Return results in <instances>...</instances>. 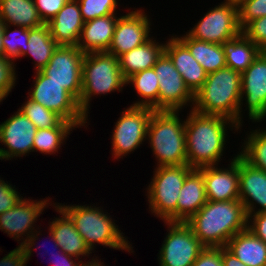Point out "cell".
<instances>
[{
	"label": "cell",
	"instance_id": "cell-41",
	"mask_svg": "<svg viewBox=\"0 0 266 266\" xmlns=\"http://www.w3.org/2000/svg\"><path fill=\"white\" fill-rule=\"evenodd\" d=\"M21 198L15 185L12 187L8 182L0 179V215L14 207Z\"/></svg>",
	"mask_w": 266,
	"mask_h": 266
},
{
	"label": "cell",
	"instance_id": "cell-22",
	"mask_svg": "<svg viewBox=\"0 0 266 266\" xmlns=\"http://www.w3.org/2000/svg\"><path fill=\"white\" fill-rule=\"evenodd\" d=\"M118 17L110 14L84 22L77 47L84 53L107 52Z\"/></svg>",
	"mask_w": 266,
	"mask_h": 266
},
{
	"label": "cell",
	"instance_id": "cell-21",
	"mask_svg": "<svg viewBox=\"0 0 266 266\" xmlns=\"http://www.w3.org/2000/svg\"><path fill=\"white\" fill-rule=\"evenodd\" d=\"M165 53L172 60L185 85L195 94L206 81L207 73L204 68L177 37H171V40L165 43Z\"/></svg>",
	"mask_w": 266,
	"mask_h": 266
},
{
	"label": "cell",
	"instance_id": "cell-48",
	"mask_svg": "<svg viewBox=\"0 0 266 266\" xmlns=\"http://www.w3.org/2000/svg\"><path fill=\"white\" fill-rule=\"evenodd\" d=\"M4 26V22L0 19V56H4V46L2 42Z\"/></svg>",
	"mask_w": 266,
	"mask_h": 266
},
{
	"label": "cell",
	"instance_id": "cell-40",
	"mask_svg": "<svg viewBox=\"0 0 266 266\" xmlns=\"http://www.w3.org/2000/svg\"><path fill=\"white\" fill-rule=\"evenodd\" d=\"M68 0H34L38 15L44 24L48 23Z\"/></svg>",
	"mask_w": 266,
	"mask_h": 266
},
{
	"label": "cell",
	"instance_id": "cell-11",
	"mask_svg": "<svg viewBox=\"0 0 266 266\" xmlns=\"http://www.w3.org/2000/svg\"><path fill=\"white\" fill-rule=\"evenodd\" d=\"M240 33L237 4L225 0L204 14V17L187 32L192 38L220 45Z\"/></svg>",
	"mask_w": 266,
	"mask_h": 266
},
{
	"label": "cell",
	"instance_id": "cell-27",
	"mask_svg": "<svg viewBox=\"0 0 266 266\" xmlns=\"http://www.w3.org/2000/svg\"><path fill=\"white\" fill-rule=\"evenodd\" d=\"M0 19L5 25L27 29L44 24L38 15L34 0H0Z\"/></svg>",
	"mask_w": 266,
	"mask_h": 266
},
{
	"label": "cell",
	"instance_id": "cell-7",
	"mask_svg": "<svg viewBox=\"0 0 266 266\" xmlns=\"http://www.w3.org/2000/svg\"><path fill=\"white\" fill-rule=\"evenodd\" d=\"M193 170L187 164L156 167L148 185L151 213L164 222H177V203L186 176Z\"/></svg>",
	"mask_w": 266,
	"mask_h": 266
},
{
	"label": "cell",
	"instance_id": "cell-47",
	"mask_svg": "<svg viewBox=\"0 0 266 266\" xmlns=\"http://www.w3.org/2000/svg\"><path fill=\"white\" fill-rule=\"evenodd\" d=\"M50 232H49V234H50V238H51V240H52V242L55 244L54 245V249L53 250H56V249H58L59 248V251L57 252V253H55L54 252V254L51 256L53 259H52V261H53V265H54V263L56 262V260L58 259V257L60 256V253L62 252V250L60 249V247L58 246V244L55 242V239H54V236H53V233L51 232V230H49ZM46 253L48 252V250L47 251H45ZM51 253V252H50ZM40 254V253H39ZM57 258V259H56Z\"/></svg>",
	"mask_w": 266,
	"mask_h": 266
},
{
	"label": "cell",
	"instance_id": "cell-10",
	"mask_svg": "<svg viewBox=\"0 0 266 266\" xmlns=\"http://www.w3.org/2000/svg\"><path fill=\"white\" fill-rule=\"evenodd\" d=\"M154 110L149 107L130 106L122 111L112 134L113 158H123L147 139V129Z\"/></svg>",
	"mask_w": 266,
	"mask_h": 266
},
{
	"label": "cell",
	"instance_id": "cell-39",
	"mask_svg": "<svg viewBox=\"0 0 266 266\" xmlns=\"http://www.w3.org/2000/svg\"><path fill=\"white\" fill-rule=\"evenodd\" d=\"M241 33L261 50L266 51V16L249 22Z\"/></svg>",
	"mask_w": 266,
	"mask_h": 266
},
{
	"label": "cell",
	"instance_id": "cell-49",
	"mask_svg": "<svg viewBox=\"0 0 266 266\" xmlns=\"http://www.w3.org/2000/svg\"><path fill=\"white\" fill-rule=\"evenodd\" d=\"M103 262L99 261L96 257V259L92 258L91 262L89 260V262L87 263H82L80 266H104L102 265Z\"/></svg>",
	"mask_w": 266,
	"mask_h": 266
},
{
	"label": "cell",
	"instance_id": "cell-29",
	"mask_svg": "<svg viewBox=\"0 0 266 266\" xmlns=\"http://www.w3.org/2000/svg\"><path fill=\"white\" fill-rule=\"evenodd\" d=\"M226 65L241 74L254 62L262 51L250 39L240 33L223 44Z\"/></svg>",
	"mask_w": 266,
	"mask_h": 266
},
{
	"label": "cell",
	"instance_id": "cell-4",
	"mask_svg": "<svg viewBox=\"0 0 266 266\" xmlns=\"http://www.w3.org/2000/svg\"><path fill=\"white\" fill-rule=\"evenodd\" d=\"M178 112L154 111L150 118L147 139L158 167L187 164L185 120Z\"/></svg>",
	"mask_w": 266,
	"mask_h": 266
},
{
	"label": "cell",
	"instance_id": "cell-19",
	"mask_svg": "<svg viewBox=\"0 0 266 266\" xmlns=\"http://www.w3.org/2000/svg\"><path fill=\"white\" fill-rule=\"evenodd\" d=\"M239 200L243 203L247 216L266 212V172L251 166L240 155ZM256 204L260 207L255 212Z\"/></svg>",
	"mask_w": 266,
	"mask_h": 266
},
{
	"label": "cell",
	"instance_id": "cell-17",
	"mask_svg": "<svg viewBox=\"0 0 266 266\" xmlns=\"http://www.w3.org/2000/svg\"><path fill=\"white\" fill-rule=\"evenodd\" d=\"M142 11L135 10L118 17L107 53L119 57L150 39L151 22L145 12Z\"/></svg>",
	"mask_w": 266,
	"mask_h": 266
},
{
	"label": "cell",
	"instance_id": "cell-50",
	"mask_svg": "<svg viewBox=\"0 0 266 266\" xmlns=\"http://www.w3.org/2000/svg\"><path fill=\"white\" fill-rule=\"evenodd\" d=\"M225 1H230V2H233V3H236V4H238L240 1H242V0H225Z\"/></svg>",
	"mask_w": 266,
	"mask_h": 266
},
{
	"label": "cell",
	"instance_id": "cell-26",
	"mask_svg": "<svg viewBox=\"0 0 266 266\" xmlns=\"http://www.w3.org/2000/svg\"><path fill=\"white\" fill-rule=\"evenodd\" d=\"M225 248L246 266H266V243L248 228L235 234Z\"/></svg>",
	"mask_w": 266,
	"mask_h": 266
},
{
	"label": "cell",
	"instance_id": "cell-8",
	"mask_svg": "<svg viewBox=\"0 0 266 266\" xmlns=\"http://www.w3.org/2000/svg\"><path fill=\"white\" fill-rule=\"evenodd\" d=\"M47 199L33 201L22 197L14 207L0 215V230L5 231L4 233H7L12 238L18 239L17 241L19 239L23 240L20 246L23 249L24 257L27 261L30 260L32 255L35 240H38L37 235H40L39 231L34 230V224L42 214L44 208L49 205V200ZM22 235L26 238H23Z\"/></svg>",
	"mask_w": 266,
	"mask_h": 266
},
{
	"label": "cell",
	"instance_id": "cell-24",
	"mask_svg": "<svg viewBox=\"0 0 266 266\" xmlns=\"http://www.w3.org/2000/svg\"><path fill=\"white\" fill-rule=\"evenodd\" d=\"M55 205V206H54ZM56 212H59L62 217L53 219L49 225V230L53 233L55 242L60 249L68 255L80 259V256H87L92 252L85 244L84 239L78 233L73 221L70 217L61 210L57 204L53 203Z\"/></svg>",
	"mask_w": 266,
	"mask_h": 266
},
{
	"label": "cell",
	"instance_id": "cell-6",
	"mask_svg": "<svg viewBox=\"0 0 266 266\" xmlns=\"http://www.w3.org/2000/svg\"><path fill=\"white\" fill-rule=\"evenodd\" d=\"M126 86L118 57L107 52L86 53L82 62V92L79 106L88 117L91 97L114 91Z\"/></svg>",
	"mask_w": 266,
	"mask_h": 266
},
{
	"label": "cell",
	"instance_id": "cell-46",
	"mask_svg": "<svg viewBox=\"0 0 266 266\" xmlns=\"http://www.w3.org/2000/svg\"><path fill=\"white\" fill-rule=\"evenodd\" d=\"M221 254L224 266H246L225 247H221Z\"/></svg>",
	"mask_w": 266,
	"mask_h": 266
},
{
	"label": "cell",
	"instance_id": "cell-45",
	"mask_svg": "<svg viewBox=\"0 0 266 266\" xmlns=\"http://www.w3.org/2000/svg\"><path fill=\"white\" fill-rule=\"evenodd\" d=\"M73 259L78 260V263ZM79 260L80 259L74 258V256L68 255L62 251L53 266H80L83 261Z\"/></svg>",
	"mask_w": 266,
	"mask_h": 266
},
{
	"label": "cell",
	"instance_id": "cell-13",
	"mask_svg": "<svg viewBox=\"0 0 266 266\" xmlns=\"http://www.w3.org/2000/svg\"><path fill=\"white\" fill-rule=\"evenodd\" d=\"M85 54L77 46H58L41 70L71 93L79 102L82 92V62Z\"/></svg>",
	"mask_w": 266,
	"mask_h": 266
},
{
	"label": "cell",
	"instance_id": "cell-34",
	"mask_svg": "<svg viewBox=\"0 0 266 266\" xmlns=\"http://www.w3.org/2000/svg\"><path fill=\"white\" fill-rule=\"evenodd\" d=\"M19 110L24 113L37 129L58 127L64 121L57 113L28 98L27 102Z\"/></svg>",
	"mask_w": 266,
	"mask_h": 266
},
{
	"label": "cell",
	"instance_id": "cell-33",
	"mask_svg": "<svg viewBox=\"0 0 266 266\" xmlns=\"http://www.w3.org/2000/svg\"><path fill=\"white\" fill-rule=\"evenodd\" d=\"M239 155L251 166L266 172V129L252 130Z\"/></svg>",
	"mask_w": 266,
	"mask_h": 266
},
{
	"label": "cell",
	"instance_id": "cell-28",
	"mask_svg": "<svg viewBox=\"0 0 266 266\" xmlns=\"http://www.w3.org/2000/svg\"><path fill=\"white\" fill-rule=\"evenodd\" d=\"M177 38L189 49L207 74L227 67L222 45L192 38L187 33Z\"/></svg>",
	"mask_w": 266,
	"mask_h": 266
},
{
	"label": "cell",
	"instance_id": "cell-25",
	"mask_svg": "<svg viewBox=\"0 0 266 266\" xmlns=\"http://www.w3.org/2000/svg\"><path fill=\"white\" fill-rule=\"evenodd\" d=\"M165 52V44H160L152 37L143 45L136 47L118 57L121 73L125 80L133 74L153 68Z\"/></svg>",
	"mask_w": 266,
	"mask_h": 266
},
{
	"label": "cell",
	"instance_id": "cell-23",
	"mask_svg": "<svg viewBox=\"0 0 266 266\" xmlns=\"http://www.w3.org/2000/svg\"><path fill=\"white\" fill-rule=\"evenodd\" d=\"M207 202L205 181L198 169H193L182 185L177 203V222H186Z\"/></svg>",
	"mask_w": 266,
	"mask_h": 266
},
{
	"label": "cell",
	"instance_id": "cell-14",
	"mask_svg": "<svg viewBox=\"0 0 266 266\" xmlns=\"http://www.w3.org/2000/svg\"><path fill=\"white\" fill-rule=\"evenodd\" d=\"M153 69L159 82L158 111H180L187 103L192 102L194 105V94L185 85L182 76L165 52Z\"/></svg>",
	"mask_w": 266,
	"mask_h": 266
},
{
	"label": "cell",
	"instance_id": "cell-37",
	"mask_svg": "<svg viewBox=\"0 0 266 266\" xmlns=\"http://www.w3.org/2000/svg\"><path fill=\"white\" fill-rule=\"evenodd\" d=\"M241 30L251 21L266 16V0H242L237 4Z\"/></svg>",
	"mask_w": 266,
	"mask_h": 266
},
{
	"label": "cell",
	"instance_id": "cell-1",
	"mask_svg": "<svg viewBox=\"0 0 266 266\" xmlns=\"http://www.w3.org/2000/svg\"><path fill=\"white\" fill-rule=\"evenodd\" d=\"M239 126L223 116L205 115L190 110L185 120L187 165L193 169L217 165L226 144L227 125Z\"/></svg>",
	"mask_w": 266,
	"mask_h": 266
},
{
	"label": "cell",
	"instance_id": "cell-42",
	"mask_svg": "<svg viewBox=\"0 0 266 266\" xmlns=\"http://www.w3.org/2000/svg\"><path fill=\"white\" fill-rule=\"evenodd\" d=\"M192 266H224L221 248L205 247Z\"/></svg>",
	"mask_w": 266,
	"mask_h": 266
},
{
	"label": "cell",
	"instance_id": "cell-2",
	"mask_svg": "<svg viewBox=\"0 0 266 266\" xmlns=\"http://www.w3.org/2000/svg\"><path fill=\"white\" fill-rule=\"evenodd\" d=\"M248 216L239 199L209 201L185 223L205 247H225L238 232L247 229Z\"/></svg>",
	"mask_w": 266,
	"mask_h": 266
},
{
	"label": "cell",
	"instance_id": "cell-35",
	"mask_svg": "<svg viewBox=\"0 0 266 266\" xmlns=\"http://www.w3.org/2000/svg\"><path fill=\"white\" fill-rule=\"evenodd\" d=\"M9 27V25H5L3 29L4 57L14 61L16 58L24 57L27 52L29 29L19 27L10 32Z\"/></svg>",
	"mask_w": 266,
	"mask_h": 266
},
{
	"label": "cell",
	"instance_id": "cell-18",
	"mask_svg": "<svg viewBox=\"0 0 266 266\" xmlns=\"http://www.w3.org/2000/svg\"><path fill=\"white\" fill-rule=\"evenodd\" d=\"M205 181L206 197L209 201L239 199V154L233 157L227 168L216 165L198 169Z\"/></svg>",
	"mask_w": 266,
	"mask_h": 266
},
{
	"label": "cell",
	"instance_id": "cell-30",
	"mask_svg": "<svg viewBox=\"0 0 266 266\" xmlns=\"http://www.w3.org/2000/svg\"><path fill=\"white\" fill-rule=\"evenodd\" d=\"M58 47L52 38L47 24L29 29L27 52L34 59L36 71H41L50 61L53 52ZM36 60V61H35Z\"/></svg>",
	"mask_w": 266,
	"mask_h": 266
},
{
	"label": "cell",
	"instance_id": "cell-16",
	"mask_svg": "<svg viewBox=\"0 0 266 266\" xmlns=\"http://www.w3.org/2000/svg\"><path fill=\"white\" fill-rule=\"evenodd\" d=\"M36 126L18 109L14 115L0 124V159L11 160L33 152Z\"/></svg>",
	"mask_w": 266,
	"mask_h": 266
},
{
	"label": "cell",
	"instance_id": "cell-38",
	"mask_svg": "<svg viewBox=\"0 0 266 266\" xmlns=\"http://www.w3.org/2000/svg\"><path fill=\"white\" fill-rule=\"evenodd\" d=\"M14 61L0 56V93L6 98L16 84Z\"/></svg>",
	"mask_w": 266,
	"mask_h": 266
},
{
	"label": "cell",
	"instance_id": "cell-31",
	"mask_svg": "<svg viewBox=\"0 0 266 266\" xmlns=\"http://www.w3.org/2000/svg\"><path fill=\"white\" fill-rule=\"evenodd\" d=\"M133 84L136 93L142 98L131 106L149 107L158 111V77L153 68L133 74L126 80V84Z\"/></svg>",
	"mask_w": 266,
	"mask_h": 266
},
{
	"label": "cell",
	"instance_id": "cell-51",
	"mask_svg": "<svg viewBox=\"0 0 266 266\" xmlns=\"http://www.w3.org/2000/svg\"><path fill=\"white\" fill-rule=\"evenodd\" d=\"M3 100H5V97L0 93V102H2Z\"/></svg>",
	"mask_w": 266,
	"mask_h": 266
},
{
	"label": "cell",
	"instance_id": "cell-12",
	"mask_svg": "<svg viewBox=\"0 0 266 266\" xmlns=\"http://www.w3.org/2000/svg\"><path fill=\"white\" fill-rule=\"evenodd\" d=\"M169 227L159 251V266H192L205 246L185 222H165Z\"/></svg>",
	"mask_w": 266,
	"mask_h": 266
},
{
	"label": "cell",
	"instance_id": "cell-43",
	"mask_svg": "<svg viewBox=\"0 0 266 266\" xmlns=\"http://www.w3.org/2000/svg\"><path fill=\"white\" fill-rule=\"evenodd\" d=\"M247 228L266 243V212L248 215Z\"/></svg>",
	"mask_w": 266,
	"mask_h": 266
},
{
	"label": "cell",
	"instance_id": "cell-44",
	"mask_svg": "<svg viewBox=\"0 0 266 266\" xmlns=\"http://www.w3.org/2000/svg\"><path fill=\"white\" fill-rule=\"evenodd\" d=\"M26 263L28 261L25 259L20 245L0 260V266H27Z\"/></svg>",
	"mask_w": 266,
	"mask_h": 266
},
{
	"label": "cell",
	"instance_id": "cell-5",
	"mask_svg": "<svg viewBox=\"0 0 266 266\" xmlns=\"http://www.w3.org/2000/svg\"><path fill=\"white\" fill-rule=\"evenodd\" d=\"M57 206L63 210L73 221L76 230L82 236L87 247L92 251L95 243L108 246L109 248L125 250L133 253L132 245L118 226L112 221L111 216L96 206L86 205H60ZM131 251V252H130Z\"/></svg>",
	"mask_w": 266,
	"mask_h": 266
},
{
	"label": "cell",
	"instance_id": "cell-20",
	"mask_svg": "<svg viewBox=\"0 0 266 266\" xmlns=\"http://www.w3.org/2000/svg\"><path fill=\"white\" fill-rule=\"evenodd\" d=\"M46 24L58 46H77L84 25L78 1L68 0Z\"/></svg>",
	"mask_w": 266,
	"mask_h": 266
},
{
	"label": "cell",
	"instance_id": "cell-3",
	"mask_svg": "<svg viewBox=\"0 0 266 266\" xmlns=\"http://www.w3.org/2000/svg\"><path fill=\"white\" fill-rule=\"evenodd\" d=\"M191 108L201 114L226 117L242 127L241 73L225 67L207 74Z\"/></svg>",
	"mask_w": 266,
	"mask_h": 266
},
{
	"label": "cell",
	"instance_id": "cell-36",
	"mask_svg": "<svg viewBox=\"0 0 266 266\" xmlns=\"http://www.w3.org/2000/svg\"><path fill=\"white\" fill-rule=\"evenodd\" d=\"M84 22L116 14L117 0H77Z\"/></svg>",
	"mask_w": 266,
	"mask_h": 266
},
{
	"label": "cell",
	"instance_id": "cell-32",
	"mask_svg": "<svg viewBox=\"0 0 266 266\" xmlns=\"http://www.w3.org/2000/svg\"><path fill=\"white\" fill-rule=\"evenodd\" d=\"M75 128L77 127L73 123L64 120L58 127L37 129L33 139V151L55 154Z\"/></svg>",
	"mask_w": 266,
	"mask_h": 266
},
{
	"label": "cell",
	"instance_id": "cell-9",
	"mask_svg": "<svg viewBox=\"0 0 266 266\" xmlns=\"http://www.w3.org/2000/svg\"><path fill=\"white\" fill-rule=\"evenodd\" d=\"M35 74L34 85L27 98L57 113L76 127L85 126L88 117L81 110L78 100L41 71Z\"/></svg>",
	"mask_w": 266,
	"mask_h": 266
},
{
	"label": "cell",
	"instance_id": "cell-15",
	"mask_svg": "<svg viewBox=\"0 0 266 266\" xmlns=\"http://www.w3.org/2000/svg\"><path fill=\"white\" fill-rule=\"evenodd\" d=\"M243 99L246 101V109H248L250 120L253 122H261L266 117L265 50H262L254 62L241 74L242 105Z\"/></svg>",
	"mask_w": 266,
	"mask_h": 266
}]
</instances>
